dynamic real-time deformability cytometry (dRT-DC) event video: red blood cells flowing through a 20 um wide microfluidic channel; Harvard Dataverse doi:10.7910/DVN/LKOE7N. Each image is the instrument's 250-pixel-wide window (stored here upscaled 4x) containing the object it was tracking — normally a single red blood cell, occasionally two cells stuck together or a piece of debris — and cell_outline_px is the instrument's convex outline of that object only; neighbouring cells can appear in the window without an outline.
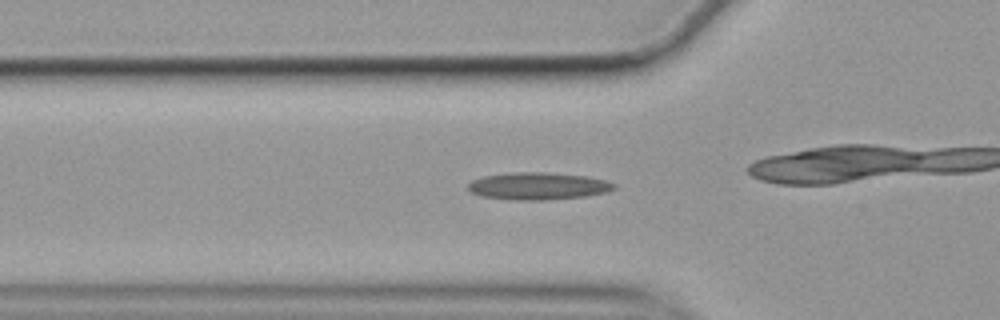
{"species": "common noctule bat (a hibernating species)", "species_latin": "Nyctalus noctula", "temperature_condition": "cold", "stored_images_in_passage": 3, "camera_frame_rate_fps": 3000, "um_per_image_px": 0.085, "animal": {"sex": "female", "body_mass_g": 19.9}, "frame": {"image": 1, "passage_image": 2, "time_ms": 0.333, "image_size_px": [1000, 320], "cell_outline_px": [[616, 188], [608, 192], [584, 196], [548, 200], [512, 200], [480, 196], [472, 192], [468, 188], [468, 184], [472, 180], [484, 176], [516, 172], [544, 172], [588, 176], [604, 180], [616, 184]], "centroid_in_image_um": [45.75, 15.82], "position_along_channel_um": 80.0, "area_um2": 23.24}}